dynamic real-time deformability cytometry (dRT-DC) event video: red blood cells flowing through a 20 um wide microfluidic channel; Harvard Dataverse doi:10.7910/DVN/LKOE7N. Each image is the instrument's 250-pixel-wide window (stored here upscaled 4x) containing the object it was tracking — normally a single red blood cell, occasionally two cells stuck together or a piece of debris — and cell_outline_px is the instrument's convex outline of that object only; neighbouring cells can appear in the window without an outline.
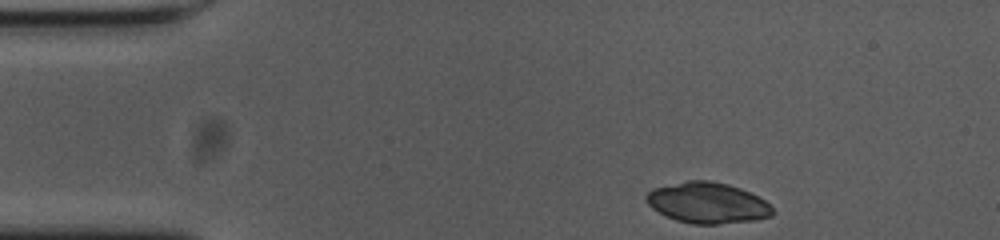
{"species": "common noctule bat (a hibernating species)", "species_latin": "Nyctalus noctula", "temperature_condition": "cold", "stored_images_in_passage": 48, "camera_frame_rate_fps": 3000, "um_per_image_px": 0.085, "animal": {"sex": "female", "body_mass_g": 23.0, "forearm_length_mm": 53.4}, "frame": {"image": 1, "passage_image": 1, "time_ms": 0.0, "image_size_px": [1000, 240], "cell_outline_px": [[776, 212], [772, 216], [756, 220], [716, 224], [692, 224], [676, 220], [652, 208], [648, 204], [644, 196], [652, 188], [688, 180], [708, 180], [728, 184], [740, 188], [764, 200]], "centroid_in_image_um": [60.13, 17.24], "position_along_channel_um": 24.9, "area_um2": 30.0}}